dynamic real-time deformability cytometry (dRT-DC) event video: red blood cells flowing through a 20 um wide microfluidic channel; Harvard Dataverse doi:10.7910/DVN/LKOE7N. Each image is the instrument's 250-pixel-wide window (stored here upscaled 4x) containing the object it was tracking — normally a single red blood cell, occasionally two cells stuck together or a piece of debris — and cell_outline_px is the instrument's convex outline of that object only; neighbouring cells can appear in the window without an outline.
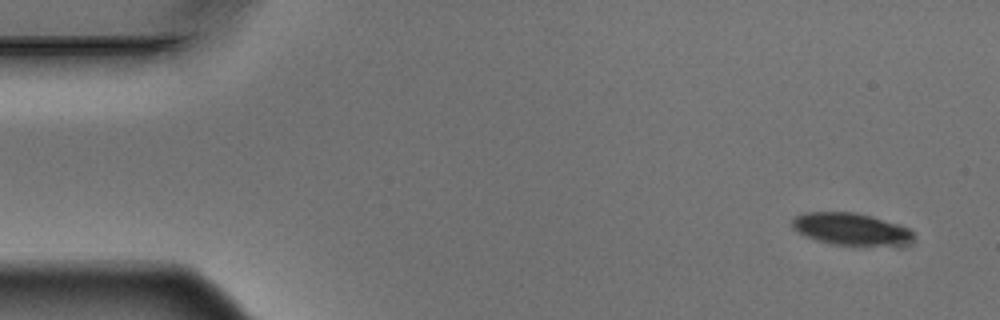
{"species": "Egyptian fruit bat (a non-hibernating species)", "species_latin": "Rousettus aegyptiacus", "temperature_condition": "warm", "stored_images_in_passage": 9, "camera_frame_rate_fps": 3000, "um_per_image_px": 0.085, "animal": {"sex": "male"}, "frame": {"image": 1, "passage_image": 1, "time_ms": 0.0, "image_size_px": [1000, 320], "cell_outline_px": [[912, 240], [904, 244], [832, 244], [816, 240], [792, 228], [792, 220], [796, 216], [804, 212], [856, 212], [872, 216], [908, 228], [912, 232]], "centroid_in_image_um": [72.27, 19.44], "position_along_channel_um": 12.7, "area_um2": 22.02}}
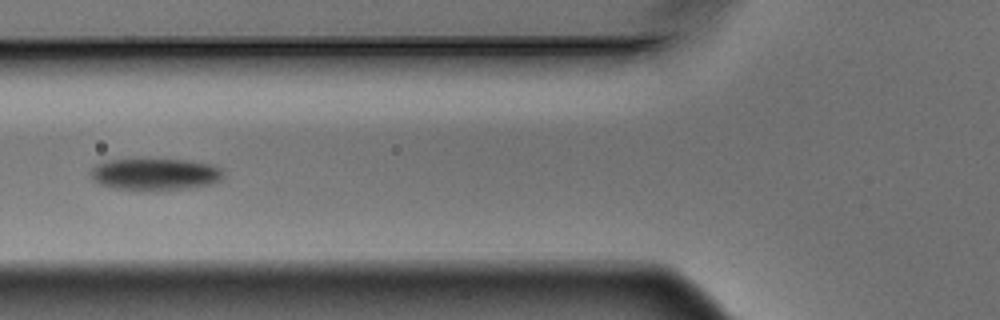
{"frame": {"image": 2, "passage_image": 6, "time_ms": 1.667, "image_size_px": [1000, 320], "cell_outline_px": [[224, 176], [220, 180], [212, 184], [188, 188], [156, 192], [116, 188], [100, 184], [92, 180], [88, 172], [96, 164], [108, 160], [192, 160], [212, 164], [220, 168], [224, 172]], "centroid_in_image_um": [13.2, 14.83], "position_along_channel_um": 112.6, "area_um2": 25.09}}
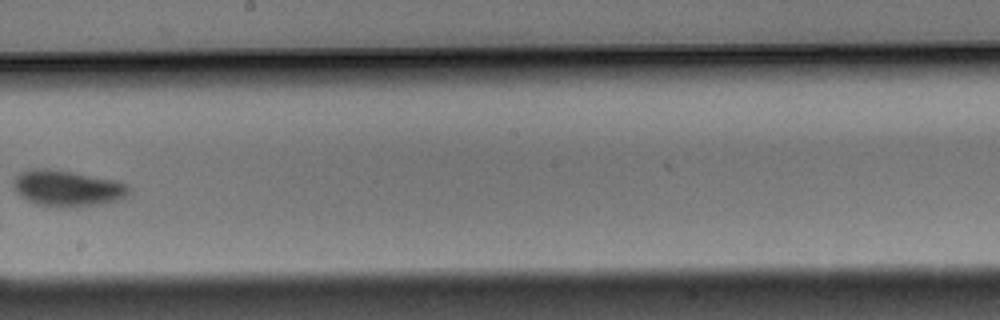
{"frame": {"image": 3, "passage_image": 9, "time_ms": 2.667, "image_size_px": [1000, 320], "cell_outline_px": [[132, 192], [128, 196], [120, 200], [104, 204], [76, 208], [64, 208], [36, 204], [20, 196], [12, 188], [12, 180], [20, 172], [32, 168], [48, 168], [120, 180], [128, 184], [132, 188]], "centroid_in_image_um": [5.79, 16.02], "position_along_channel_um": 242.4, "area_um2": 25.26}}